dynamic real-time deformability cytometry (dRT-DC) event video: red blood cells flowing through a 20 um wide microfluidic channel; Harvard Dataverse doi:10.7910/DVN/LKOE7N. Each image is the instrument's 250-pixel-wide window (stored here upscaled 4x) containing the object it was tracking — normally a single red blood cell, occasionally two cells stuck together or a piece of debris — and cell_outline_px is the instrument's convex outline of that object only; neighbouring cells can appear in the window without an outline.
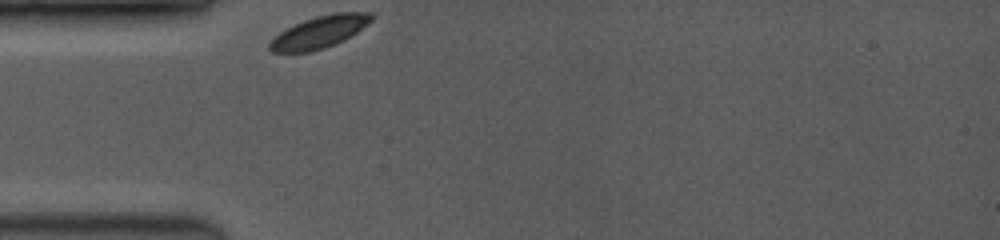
{"species": "common noctule bat (a hibernating species)", "species_latin": "Nyctalus noctula", "temperature_condition": "room temperature", "stored_images_in_passage": 10, "camera_frame_rate_fps": 3500, "um_per_image_px": 0.085, "animal": {"sex": "female", "body_mass_g": 19.0, "forearm_length_mm": 53.3}, "frame": {"image": 1, "passage_image": 1, "time_ms": 0.0, "image_size_px": [1000, 240], "cell_outline_px": [[376, 16], [372, 20], [356, 32], [344, 40], [324, 48], [312, 52], [272, 52], [268, 48], [268, 44], [280, 32], [304, 20], [316, 16], [332, 12], [372, 12]], "centroid_in_image_um": [27.19, 2.71], "position_along_channel_um": 57.8, "area_um2": 18.96}}
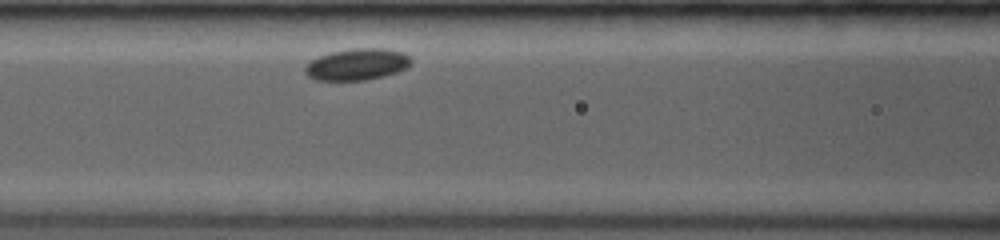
{"frame": {"image": 2, "passage_image": 7, "time_ms": 2.286, "image_size_px": [1000, 240], "cell_outline_px": [[412, 60], [404, 68], [396, 72], [384, 76], [364, 80], [316, 80], [308, 76], [304, 72], [304, 68], [312, 60], [320, 56], [332, 52], [352, 48], [384, 48], [404, 52], [412, 56]], "centroid_in_image_um": [30.37, 5.46], "position_along_channel_um": 136.2, "area_um2": 19.42}}
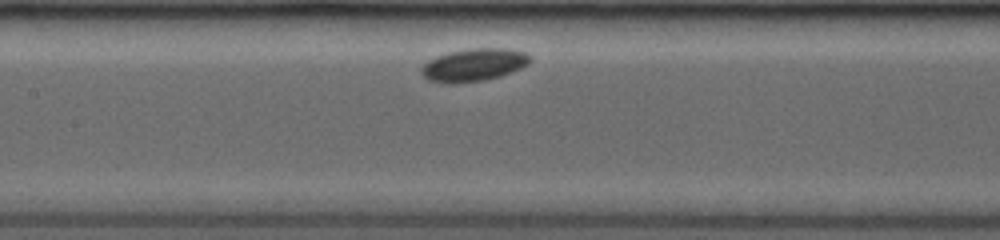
{"frame": {"image": 3, "passage_image": 10, "time_ms": 3.143, "image_size_px": [1000, 240], "cell_outline_px": [[532, 60], [528, 64], [520, 68], [500, 76], [484, 80], [452, 84], [428, 80], [420, 72], [420, 68], [428, 60], [436, 56], [448, 52], [468, 48], [508, 48], [524, 52], [532, 56]], "centroid_in_image_um": [40.27, 5.5], "position_along_channel_um": 167.1, "area_um2": 20.87}}